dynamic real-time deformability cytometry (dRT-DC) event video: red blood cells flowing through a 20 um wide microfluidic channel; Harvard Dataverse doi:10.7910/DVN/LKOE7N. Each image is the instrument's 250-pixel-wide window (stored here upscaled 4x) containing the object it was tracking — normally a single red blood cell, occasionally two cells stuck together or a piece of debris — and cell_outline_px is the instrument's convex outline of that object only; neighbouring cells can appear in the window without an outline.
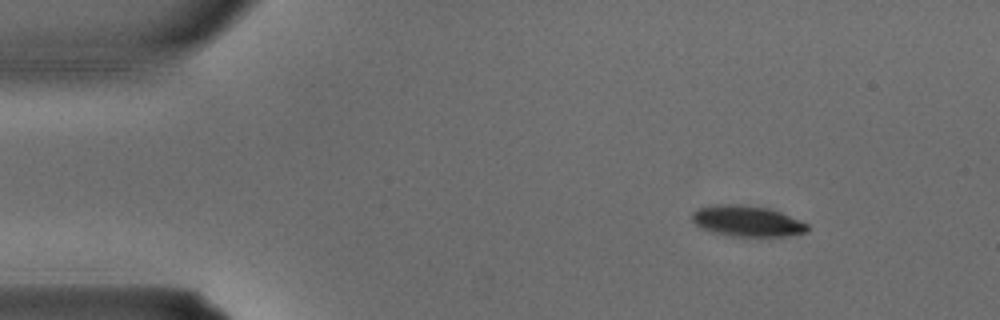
{"species": "common noctule bat (a hibernating species)", "species_latin": "Nyctalus noctula", "temperature_condition": "warm", "stored_images_in_passage": 3, "camera_frame_rate_fps": 3000, "um_per_image_px": 0.085, "animal": {"sex": "male", "body_mass_g": 15.6}, "frame": {"image": 1, "passage_image": 1, "time_ms": 0.0, "image_size_px": [1000, 320], "cell_outline_px": [[808, 232], [788, 236], [732, 236], [712, 232], [696, 224], [692, 220], [692, 212], [696, 208], [712, 204], [744, 204], [768, 208], [780, 212], [800, 220], [808, 224]], "centroid_in_image_um": [63.5, 18.78], "position_along_channel_um": 21.5, "area_um2": 20.87}}
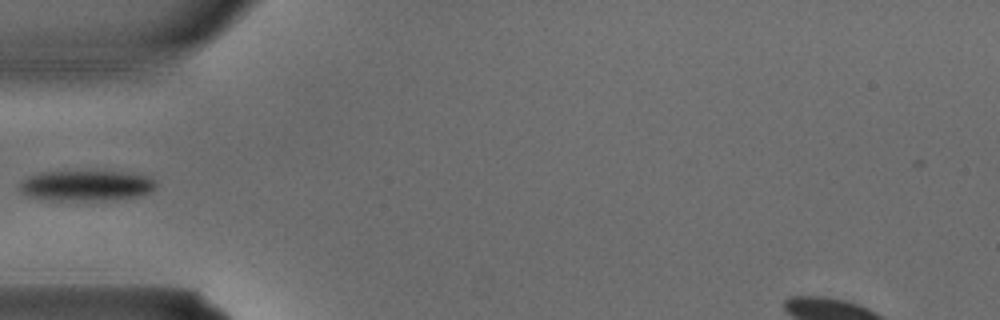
{"frame": {"image": 2, "passage_image": 3, "time_ms": 0.667, "image_size_px": [1000, 320], "cell_outline_px": [[156, 188], [148, 192], [136, 196], [112, 200], [44, 200], [28, 196], [16, 184], [28, 176], [40, 172], [132, 172], [152, 176], [156, 180]], "centroid_in_image_um": [7.35, 15.77], "position_along_channel_um": 77.6, "area_um2": 24.45}}